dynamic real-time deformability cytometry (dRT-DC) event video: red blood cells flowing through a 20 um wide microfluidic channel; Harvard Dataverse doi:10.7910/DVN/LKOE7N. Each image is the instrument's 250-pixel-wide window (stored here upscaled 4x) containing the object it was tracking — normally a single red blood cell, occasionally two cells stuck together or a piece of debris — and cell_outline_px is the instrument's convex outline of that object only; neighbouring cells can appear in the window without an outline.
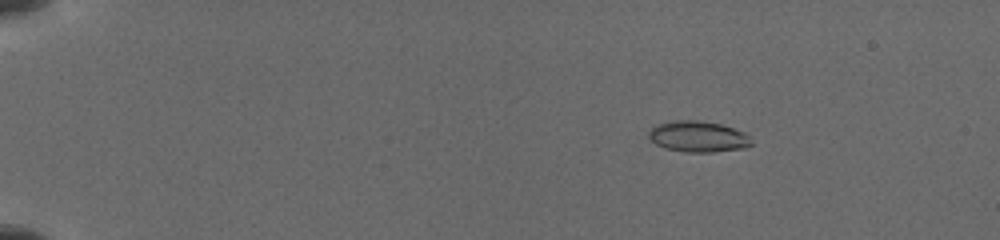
{"species": "common noctule bat (a hibernating species)", "species_latin": "Nyctalus noctula", "temperature_condition": "cold", "stored_images_in_passage": 7, "camera_frame_rate_fps": 3000, "um_per_image_px": 0.085, "animal": {"sex": "female", "body_mass_g": 19.5, "forearm_length_mm": 54.1}, "frame": {"image": 1, "passage_image": 3, "time_ms": 2.333, "image_size_px": [1000, 240], "cell_outline_px": [[752, 144], [744, 148], [712, 152], [684, 152], [664, 148], [656, 144], [648, 136], [648, 132], [652, 128], [660, 124], [676, 120], [696, 120], [720, 124], [744, 132], [752, 140]], "centroid_in_image_um": [59.34, 11.62], "position_along_channel_um": 25.7, "area_um2": 18.38}}
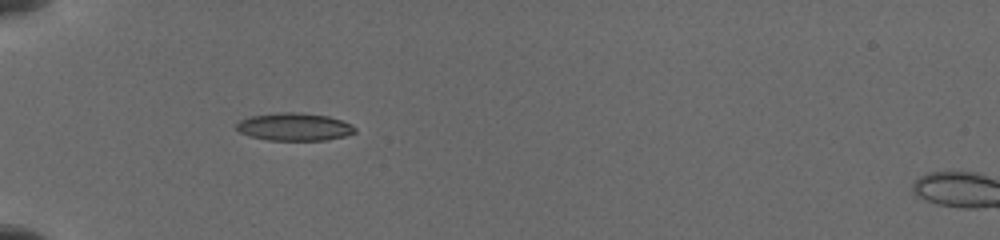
{"frame": {"image": 2, "passage_image": 6, "time_ms": 5.667, "image_size_px": [1000, 240], "cell_outline_px": [[356, 132], [344, 136], [328, 140], [268, 140], [248, 136], [240, 132], [236, 128], [236, 124], [240, 120], [252, 116], [280, 112], [296, 112], [328, 116], [352, 124], [356, 128]], "centroid_in_image_um": [25.02, 10.78], "position_along_channel_um": 60.0, "area_um2": 19.13}}